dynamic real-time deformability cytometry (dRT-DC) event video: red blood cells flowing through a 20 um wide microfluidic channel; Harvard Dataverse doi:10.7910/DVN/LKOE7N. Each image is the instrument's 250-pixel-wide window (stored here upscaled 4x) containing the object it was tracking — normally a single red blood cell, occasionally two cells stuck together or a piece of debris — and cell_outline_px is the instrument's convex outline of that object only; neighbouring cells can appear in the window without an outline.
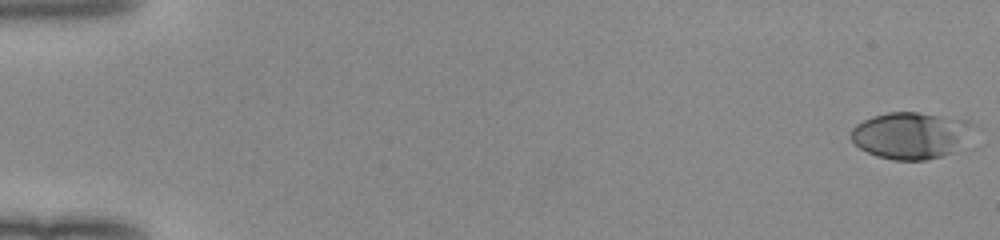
{"species": "human", "species_latin": "Homo sapiens", "temperature_condition": "room temperature", "stored_images_in_passage": 52, "camera_frame_rate_fps": 3000, "um_per_image_px": 0.085, "donor": {"sex": "female"}, "frame": {"image": 1, "passage_image": 1, "time_ms": 0.0, "image_size_px": [1000, 240], "cell_outline_px": [[980, 128], [960, 148], [952, 152], [940, 156], [924, 160], [892, 160], [876, 156], [860, 148], [852, 140], [852, 128], [856, 124], [872, 116], [888, 112], [916, 112], [968, 120], [976, 124]], "centroid_in_image_um": [77.52, 11.5], "position_along_channel_um": 7.5, "area_um2": 33.76}}
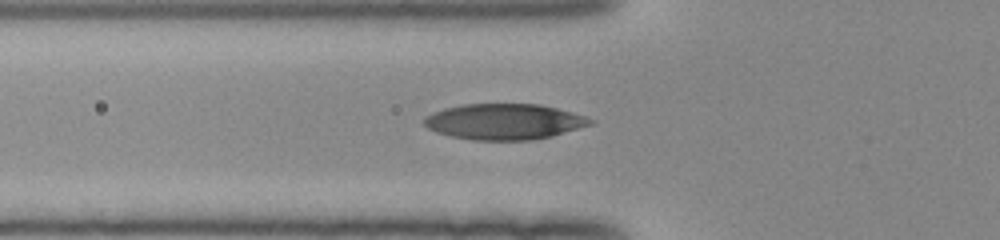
{"frame": {"image": 2, "passage_image": 20, "time_ms": 6.333, "image_size_px": [1000, 240], "cell_outline_px": [[596, 120], [592, 124], [552, 136], [532, 140], [472, 140], [452, 136], [436, 132], [428, 128], [424, 124], [424, 116], [432, 112], [444, 108], [464, 104], [540, 104], [572, 112]], "centroid_in_image_um": [42.85, 10.34], "position_along_channel_um": 83.0, "area_um2": 34.68}}
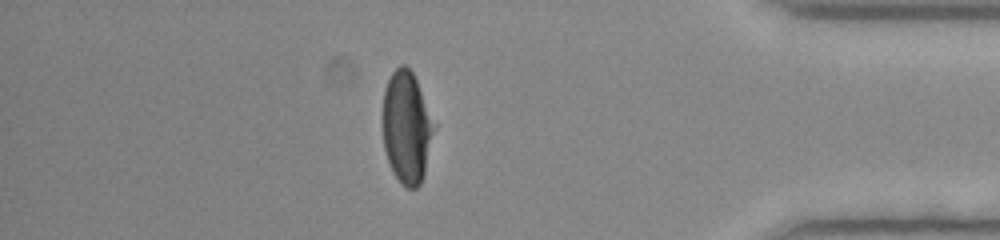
{"frame": {"image": 3, "passage_image": 46, "time_ms": 15.0, "image_size_px": [1000, 240], "cell_outline_px": [[436, 128], [424, 172], [420, 184], [416, 188], [408, 188], [400, 184], [392, 172], [384, 148], [384, 92], [388, 80], [392, 72], [400, 64], [404, 64], [412, 72], [416, 80], [436, 124]], "centroid_in_image_um": [34.59, 10.84], "position_along_channel_um": 400.6, "area_um2": 33.35}, "authors_computed_cell_mechanics": {"area_um2": 34.1598, "velocity_mm_per_s": 4.0193, "shape_relaxation_time_tau1_ms": 3.9592, "shape_relaxation_time_tau2_ms": null, "deformation_change_tau1": 0.2057, "deformation_change_tau2": null}}